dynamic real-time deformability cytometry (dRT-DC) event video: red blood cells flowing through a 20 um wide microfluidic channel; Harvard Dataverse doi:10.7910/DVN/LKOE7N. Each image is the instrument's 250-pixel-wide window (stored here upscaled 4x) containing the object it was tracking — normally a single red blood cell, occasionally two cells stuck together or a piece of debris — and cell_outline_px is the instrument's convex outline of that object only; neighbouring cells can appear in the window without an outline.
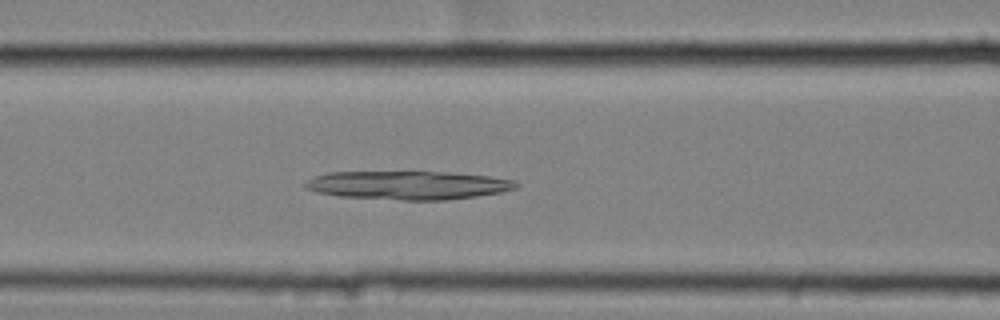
{"species": "common noctule bat (a hibernating species)", "species_latin": "Nyctalus noctula", "temperature_condition": "cold", "stored_images_in_passage": 48, "camera_frame_rate_fps": 3000, "um_per_image_px": 0.085, "animal": {"sex": "female", "body_mass_g": 25.1}, "frame": {"image": 1, "passage_image": 16, "time_ms": 5.0, "image_size_px": [1000, 320], "cell_outline_px": [[520, 184], [516, 188], [500, 192], [476, 196], [448, 200], [404, 200], [340, 196], [316, 192], [304, 188], [304, 184], [308, 180], [316, 176], [328, 172], [452, 172], [488, 176], [512, 180]], "centroid_in_image_um": [34.68, 15.74], "position_along_channel_um": 131.9, "area_um2": 34.91}}
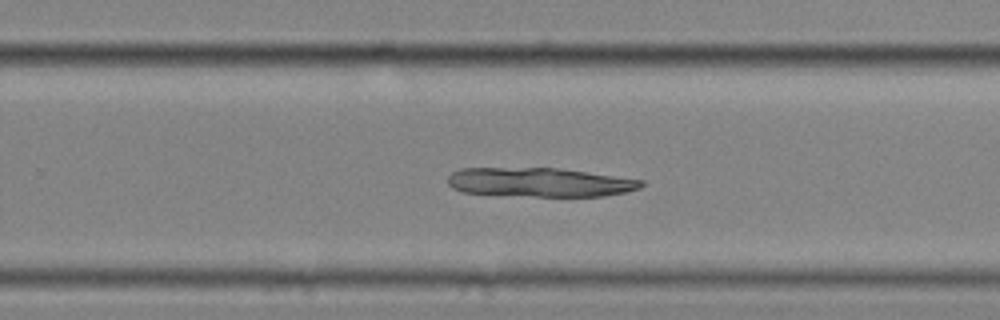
{"frame": {"image": 2, "passage_image": 29, "time_ms": 9.333, "image_size_px": [1000, 320], "cell_outline_px": [[644, 184], [640, 188], [628, 192], [604, 196], [536, 196], [464, 192], [452, 188], [448, 184], [448, 176], [452, 172], [460, 168], [556, 168], [644, 180]], "centroid_in_image_um": [45.89, 15.49], "position_along_channel_um": 283.9, "area_um2": 32.54}}
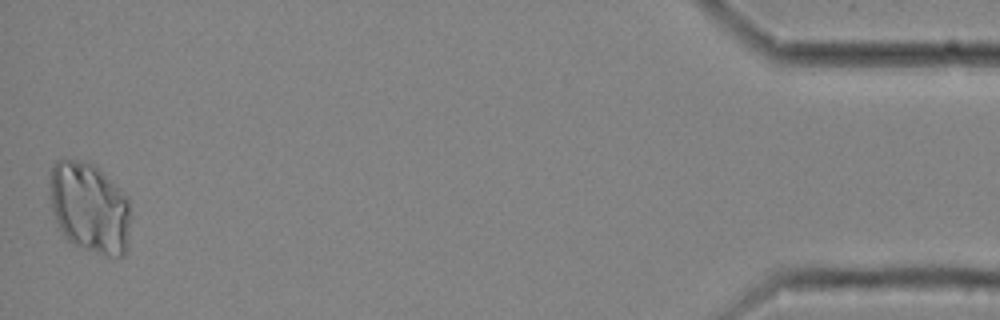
{"frame": {"image": 3, "passage_image": 48, "time_ms": 15.667, "image_size_px": [1000, 320], "cell_outline_px": [[132, 216], [128, 248], [124, 256], [108, 256], [72, 244], [64, 236], [52, 212], [48, 184], [52, 164], [56, 160], [92, 160], [128, 196]], "centroid_in_image_um": [7.65, 17.62], "position_along_channel_um": 427.6, "area_um2": 44.04}}